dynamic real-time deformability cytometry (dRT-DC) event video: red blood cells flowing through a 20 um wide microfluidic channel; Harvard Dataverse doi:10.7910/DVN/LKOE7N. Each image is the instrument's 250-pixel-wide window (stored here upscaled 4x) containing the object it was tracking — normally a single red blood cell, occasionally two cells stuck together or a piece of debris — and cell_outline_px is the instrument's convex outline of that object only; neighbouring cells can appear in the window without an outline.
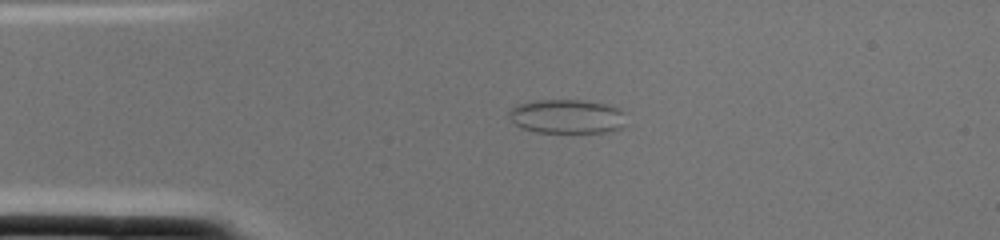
{"species": "common noctule bat (a hibernating species)", "species_latin": "Nyctalus noctula", "temperature_condition": "cold", "stored_images_in_passage": 1, "camera_frame_rate_fps": 3000, "um_per_image_px": 0.085, "animal": {"sex": "female", "body_mass_g": 22.0, "forearm_length_mm": 56.7}, "frame": {"image": 1, "passage_image": 1, "time_ms": 0.0, "image_size_px": [1000, 240], "cell_outline_px": [[628, 124], [620, 128], [604, 132], [536, 132], [520, 128], [508, 116], [508, 112], [516, 104], [536, 100], [580, 100], [604, 104], [616, 108], [624, 112]], "centroid_in_image_um": [48.19, 9.9], "position_along_channel_um": 36.8, "area_um2": 23.35}}